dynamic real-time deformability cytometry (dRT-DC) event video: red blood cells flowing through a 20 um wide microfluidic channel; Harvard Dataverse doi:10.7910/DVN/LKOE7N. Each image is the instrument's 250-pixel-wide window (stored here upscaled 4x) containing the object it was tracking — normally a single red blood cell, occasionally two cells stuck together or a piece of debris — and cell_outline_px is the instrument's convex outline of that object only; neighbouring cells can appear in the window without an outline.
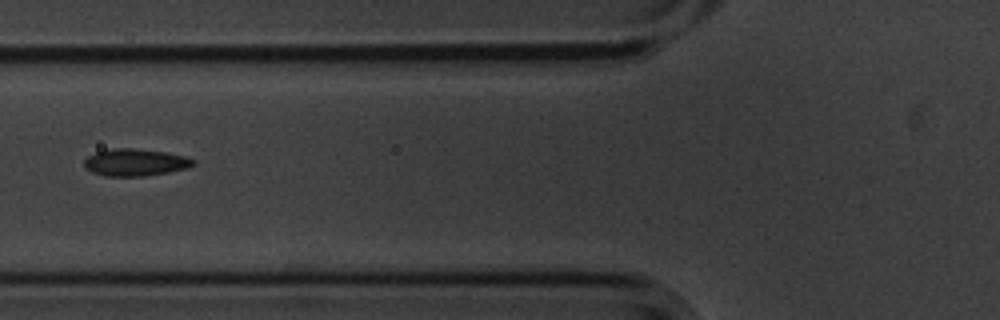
{"species": "common noctule bat (a hibernating species)", "species_latin": "Nyctalus noctula", "temperature_condition": "cold", "stored_images_in_passage": 7, "camera_frame_rate_fps": 3000, "um_per_image_px": 0.085, "animal": {"sex": "male", "body_mass_g": 20.1, "forearm_length_mm": 53.5}, "frame": {"image": 1, "passage_image": 7, "time_ms": 2.0, "image_size_px": [1000, 320], "cell_outline_px": [[196, 164], [188, 168], [168, 172], [144, 176], [108, 176], [92, 172], [84, 168], [84, 160], [88, 156], [96, 152], [112, 148], [136, 148], [164, 152], [184, 156], [196, 160]], "centroid_in_image_um": [11.5, 13.8], "position_along_channel_um": 114.3, "area_um2": 17.28}}